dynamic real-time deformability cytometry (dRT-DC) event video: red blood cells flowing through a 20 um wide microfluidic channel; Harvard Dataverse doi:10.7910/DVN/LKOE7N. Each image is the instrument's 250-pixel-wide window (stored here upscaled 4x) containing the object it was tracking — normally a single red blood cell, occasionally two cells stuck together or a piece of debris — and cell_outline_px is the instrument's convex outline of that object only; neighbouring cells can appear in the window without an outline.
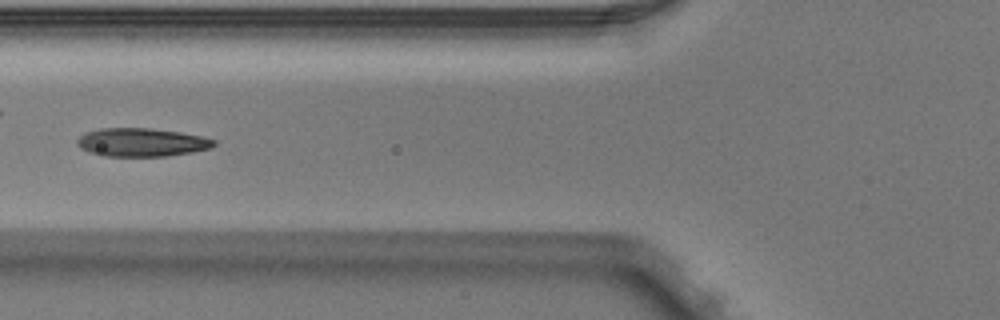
{"species": "Egyptian fruit bat (a non-hibernating species)", "species_latin": "Rousettus aegyptiacus", "temperature_condition": "warm", "stored_images_in_passage": 7, "camera_frame_rate_fps": 3000, "um_per_image_px": 0.085, "animal": {"sex": "male"}, "frame": {"image": 1, "passage_image": 6, "time_ms": 1.667, "image_size_px": [1000, 320], "cell_outline_px": [[216, 144], [212, 148], [192, 152], [164, 156], [104, 156], [88, 152], [80, 148], [76, 144], [76, 140], [84, 132], [100, 128], [152, 128], [180, 132], [200, 136], [216, 140]], "centroid_in_image_um": [12.01, 12.09], "position_along_channel_um": 113.8, "area_um2": 22.77}}
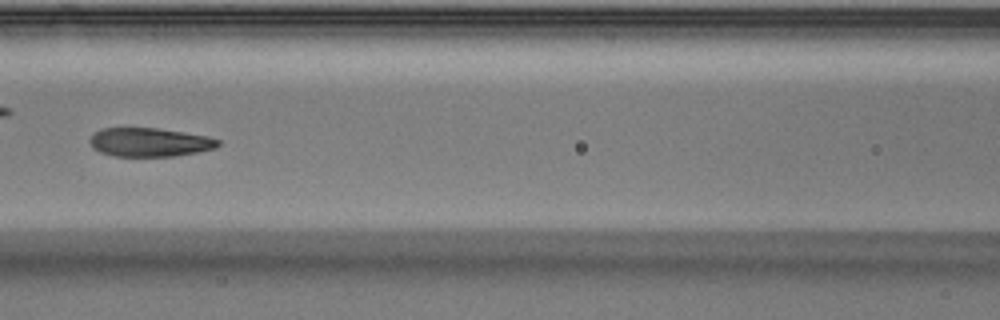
{"frame": {"image": 2, "passage_image": 7, "time_ms": 2.0, "image_size_px": [1000, 320], "cell_outline_px": [[220, 144], [216, 148], [196, 152], [172, 156], [112, 156], [100, 152], [92, 148], [88, 140], [96, 132], [104, 128], [156, 128], [184, 132], [204, 136], [220, 140]], "centroid_in_image_um": [12.69, 12.09], "position_along_channel_um": 153.9, "area_um2": 21.33}}